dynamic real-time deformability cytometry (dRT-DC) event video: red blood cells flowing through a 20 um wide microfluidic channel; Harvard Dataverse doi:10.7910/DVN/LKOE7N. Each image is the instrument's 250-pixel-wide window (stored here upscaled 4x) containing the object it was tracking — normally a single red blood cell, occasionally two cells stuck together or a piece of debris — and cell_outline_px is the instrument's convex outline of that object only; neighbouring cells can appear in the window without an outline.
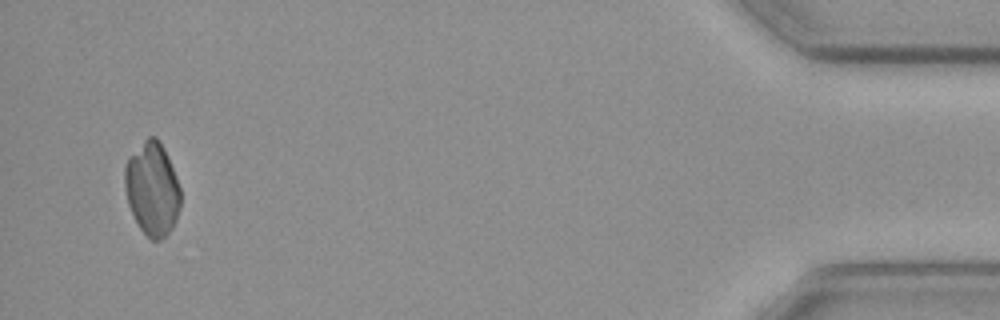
{"species": "common noctule bat (a hibernating species)", "species_latin": "Nyctalus noctula", "temperature_condition": "cold", "stored_images_in_passage": 39, "camera_frame_rate_fps": 3000, "um_per_image_px": 0.085, "animal": {"sex": "female", "body_mass_g": 19.3, "forearm_length_mm": 54.1}, "frame": {"image": 1, "passage_image": 37, "time_ms": 12.0, "image_size_px": [1000, 320], "cell_outline_px": [[180, 208], [176, 220], [172, 228], [160, 240], [152, 240], [140, 228], [128, 204], [124, 188], [124, 168], [128, 156], [148, 136], [156, 136], [164, 148], [168, 156], [176, 176], [180, 188]], "centroid_in_image_um": [12.93, 16.02], "position_along_channel_um": 422.3, "area_um2": 30.4}}